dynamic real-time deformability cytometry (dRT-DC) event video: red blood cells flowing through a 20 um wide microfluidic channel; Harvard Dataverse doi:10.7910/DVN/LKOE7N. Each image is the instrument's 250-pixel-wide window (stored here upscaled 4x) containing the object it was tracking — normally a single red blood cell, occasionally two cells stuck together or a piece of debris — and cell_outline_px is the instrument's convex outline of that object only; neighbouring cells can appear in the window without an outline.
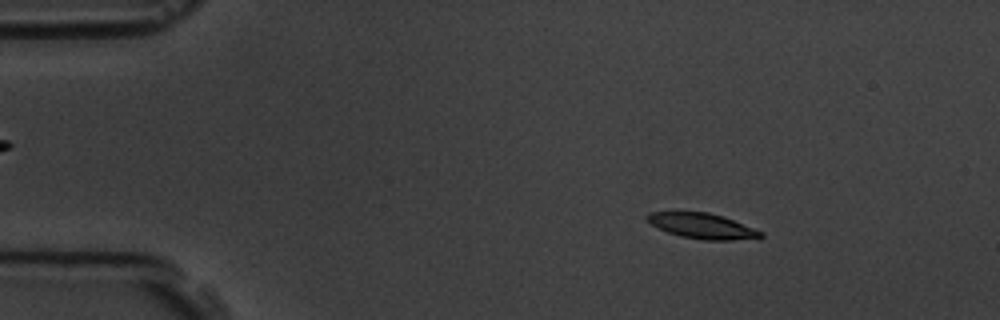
{"species": "common noctule bat (a hibernating species)", "species_latin": "Nyctalus noctula", "temperature_condition": "room temperature", "stored_images_in_passage": 5, "segment_of_instrument_passage": [1, 2], "camera_frame_rate_fps": 3000, "um_per_image_px": 0.085, "animal": {"sex": "male", "body_mass_g": 19.5, "forearm_length_mm": 54.6}, "frame": {"image": 1, "passage_image": 2, "time_ms": 1.0, "image_size_px": [1000, 320], "cell_outline_px": [[764, 236], [760, 240], [704, 240], [680, 236], [668, 232], [652, 224], [644, 216], [648, 212], [672, 208], [708, 212], [724, 216], [764, 232]], "centroid_in_image_um": [59.68, 19.16], "position_along_channel_um": 25.3, "area_um2": 17.92}}